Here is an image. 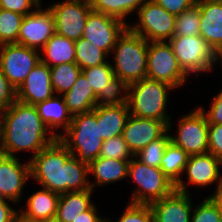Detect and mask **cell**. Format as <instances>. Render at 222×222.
Segmentation results:
<instances>
[{
  "mask_svg": "<svg viewBox=\"0 0 222 222\" xmlns=\"http://www.w3.org/2000/svg\"><path fill=\"white\" fill-rule=\"evenodd\" d=\"M24 15L0 9V45L17 43Z\"/></svg>",
  "mask_w": 222,
  "mask_h": 222,
  "instance_id": "33",
  "label": "cell"
},
{
  "mask_svg": "<svg viewBox=\"0 0 222 222\" xmlns=\"http://www.w3.org/2000/svg\"><path fill=\"white\" fill-rule=\"evenodd\" d=\"M168 130L164 121L151 118H140L130 115L122 136L133 155L155 139L160 138Z\"/></svg>",
  "mask_w": 222,
  "mask_h": 222,
  "instance_id": "17",
  "label": "cell"
},
{
  "mask_svg": "<svg viewBox=\"0 0 222 222\" xmlns=\"http://www.w3.org/2000/svg\"><path fill=\"white\" fill-rule=\"evenodd\" d=\"M147 78L166 82L176 90L184 88L189 82H192L180 67L168 41L149 42Z\"/></svg>",
  "mask_w": 222,
  "mask_h": 222,
  "instance_id": "10",
  "label": "cell"
},
{
  "mask_svg": "<svg viewBox=\"0 0 222 222\" xmlns=\"http://www.w3.org/2000/svg\"><path fill=\"white\" fill-rule=\"evenodd\" d=\"M47 7L54 17L56 34L73 41L82 37L87 17L92 11L90 0H55Z\"/></svg>",
  "mask_w": 222,
  "mask_h": 222,
  "instance_id": "12",
  "label": "cell"
},
{
  "mask_svg": "<svg viewBox=\"0 0 222 222\" xmlns=\"http://www.w3.org/2000/svg\"><path fill=\"white\" fill-rule=\"evenodd\" d=\"M202 199L199 203L194 202L191 222H222V213L211 198L205 196Z\"/></svg>",
  "mask_w": 222,
  "mask_h": 222,
  "instance_id": "37",
  "label": "cell"
},
{
  "mask_svg": "<svg viewBox=\"0 0 222 222\" xmlns=\"http://www.w3.org/2000/svg\"><path fill=\"white\" fill-rule=\"evenodd\" d=\"M130 160L109 159L98 157L88 166L89 185L95 191L98 188L115 185L127 180L128 164ZM93 179H92V178ZM93 180V181H92ZM106 185V186H105Z\"/></svg>",
  "mask_w": 222,
  "mask_h": 222,
  "instance_id": "21",
  "label": "cell"
},
{
  "mask_svg": "<svg viewBox=\"0 0 222 222\" xmlns=\"http://www.w3.org/2000/svg\"><path fill=\"white\" fill-rule=\"evenodd\" d=\"M40 58L49 67L75 63V41L55 33L40 51Z\"/></svg>",
  "mask_w": 222,
  "mask_h": 222,
  "instance_id": "27",
  "label": "cell"
},
{
  "mask_svg": "<svg viewBox=\"0 0 222 222\" xmlns=\"http://www.w3.org/2000/svg\"><path fill=\"white\" fill-rule=\"evenodd\" d=\"M16 100V90L0 70V110L8 108Z\"/></svg>",
  "mask_w": 222,
  "mask_h": 222,
  "instance_id": "43",
  "label": "cell"
},
{
  "mask_svg": "<svg viewBox=\"0 0 222 222\" xmlns=\"http://www.w3.org/2000/svg\"><path fill=\"white\" fill-rule=\"evenodd\" d=\"M82 69L76 63H63L50 67L51 85L56 95H64L75 84Z\"/></svg>",
  "mask_w": 222,
  "mask_h": 222,
  "instance_id": "31",
  "label": "cell"
},
{
  "mask_svg": "<svg viewBox=\"0 0 222 222\" xmlns=\"http://www.w3.org/2000/svg\"><path fill=\"white\" fill-rule=\"evenodd\" d=\"M108 60L109 56L89 40L81 37L75 41V63L81 69L99 66Z\"/></svg>",
  "mask_w": 222,
  "mask_h": 222,
  "instance_id": "30",
  "label": "cell"
},
{
  "mask_svg": "<svg viewBox=\"0 0 222 222\" xmlns=\"http://www.w3.org/2000/svg\"><path fill=\"white\" fill-rule=\"evenodd\" d=\"M151 222H160L154 215L151 218Z\"/></svg>",
  "mask_w": 222,
  "mask_h": 222,
  "instance_id": "51",
  "label": "cell"
},
{
  "mask_svg": "<svg viewBox=\"0 0 222 222\" xmlns=\"http://www.w3.org/2000/svg\"><path fill=\"white\" fill-rule=\"evenodd\" d=\"M40 61L38 50L17 43L0 45V70L15 90Z\"/></svg>",
  "mask_w": 222,
  "mask_h": 222,
  "instance_id": "13",
  "label": "cell"
},
{
  "mask_svg": "<svg viewBox=\"0 0 222 222\" xmlns=\"http://www.w3.org/2000/svg\"><path fill=\"white\" fill-rule=\"evenodd\" d=\"M128 28L123 21L101 12L91 11L82 37L110 56L118 38Z\"/></svg>",
  "mask_w": 222,
  "mask_h": 222,
  "instance_id": "16",
  "label": "cell"
},
{
  "mask_svg": "<svg viewBox=\"0 0 222 222\" xmlns=\"http://www.w3.org/2000/svg\"><path fill=\"white\" fill-rule=\"evenodd\" d=\"M23 205L19 208V218L24 222L53 219L56 216L60 195L49 189L40 187L31 194H25Z\"/></svg>",
  "mask_w": 222,
  "mask_h": 222,
  "instance_id": "19",
  "label": "cell"
},
{
  "mask_svg": "<svg viewBox=\"0 0 222 222\" xmlns=\"http://www.w3.org/2000/svg\"><path fill=\"white\" fill-rule=\"evenodd\" d=\"M191 194L174 190L170 195L155 201L150 206L160 222H191L194 201Z\"/></svg>",
  "mask_w": 222,
  "mask_h": 222,
  "instance_id": "20",
  "label": "cell"
},
{
  "mask_svg": "<svg viewBox=\"0 0 222 222\" xmlns=\"http://www.w3.org/2000/svg\"><path fill=\"white\" fill-rule=\"evenodd\" d=\"M148 46L149 42L145 38L127 28L118 38L109 57L115 76L128 85L147 78Z\"/></svg>",
  "mask_w": 222,
  "mask_h": 222,
  "instance_id": "4",
  "label": "cell"
},
{
  "mask_svg": "<svg viewBox=\"0 0 222 222\" xmlns=\"http://www.w3.org/2000/svg\"><path fill=\"white\" fill-rule=\"evenodd\" d=\"M94 192L87 189L60 194L55 219L58 222H72L77 219L80 213L88 211L96 203L93 200Z\"/></svg>",
  "mask_w": 222,
  "mask_h": 222,
  "instance_id": "24",
  "label": "cell"
},
{
  "mask_svg": "<svg viewBox=\"0 0 222 222\" xmlns=\"http://www.w3.org/2000/svg\"><path fill=\"white\" fill-rule=\"evenodd\" d=\"M43 4L23 17L17 44L41 51L56 33L52 11Z\"/></svg>",
  "mask_w": 222,
  "mask_h": 222,
  "instance_id": "15",
  "label": "cell"
},
{
  "mask_svg": "<svg viewBox=\"0 0 222 222\" xmlns=\"http://www.w3.org/2000/svg\"><path fill=\"white\" fill-rule=\"evenodd\" d=\"M208 153L222 160V125L208 124Z\"/></svg>",
  "mask_w": 222,
  "mask_h": 222,
  "instance_id": "42",
  "label": "cell"
},
{
  "mask_svg": "<svg viewBox=\"0 0 222 222\" xmlns=\"http://www.w3.org/2000/svg\"><path fill=\"white\" fill-rule=\"evenodd\" d=\"M200 36L213 49L222 42V0H197Z\"/></svg>",
  "mask_w": 222,
  "mask_h": 222,
  "instance_id": "23",
  "label": "cell"
},
{
  "mask_svg": "<svg viewBox=\"0 0 222 222\" xmlns=\"http://www.w3.org/2000/svg\"><path fill=\"white\" fill-rule=\"evenodd\" d=\"M168 13L178 16L185 10L194 6L197 0H153Z\"/></svg>",
  "mask_w": 222,
  "mask_h": 222,
  "instance_id": "44",
  "label": "cell"
},
{
  "mask_svg": "<svg viewBox=\"0 0 222 222\" xmlns=\"http://www.w3.org/2000/svg\"><path fill=\"white\" fill-rule=\"evenodd\" d=\"M35 222H58V221L55 218H53V219H47V220H39Z\"/></svg>",
  "mask_w": 222,
  "mask_h": 222,
  "instance_id": "50",
  "label": "cell"
},
{
  "mask_svg": "<svg viewBox=\"0 0 222 222\" xmlns=\"http://www.w3.org/2000/svg\"><path fill=\"white\" fill-rule=\"evenodd\" d=\"M11 202V203H10ZM17 204L8 199H0V222H16L19 219Z\"/></svg>",
  "mask_w": 222,
  "mask_h": 222,
  "instance_id": "45",
  "label": "cell"
},
{
  "mask_svg": "<svg viewBox=\"0 0 222 222\" xmlns=\"http://www.w3.org/2000/svg\"><path fill=\"white\" fill-rule=\"evenodd\" d=\"M211 194L207 195L217 205L218 209L222 213V180L220 183L211 190Z\"/></svg>",
  "mask_w": 222,
  "mask_h": 222,
  "instance_id": "47",
  "label": "cell"
},
{
  "mask_svg": "<svg viewBox=\"0 0 222 222\" xmlns=\"http://www.w3.org/2000/svg\"><path fill=\"white\" fill-rule=\"evenodd\" d=\"M58 140L73 156L89 166L99 157L103 145L96 107L90 112L73 115L70 126Z\"/></svg>",
  "mask_w": 222,
  "mask_h": 222,
  "instance_id": "5",
  "label": "cell"
},
{
  "mask_svg": "<svg viewBox=\"0 0 222 222\" xmlns=\"http://www.w3.org/2000/svg\"><path fill=\"white\" fill-rule=\"evenodd\" d=\"M82 73L92 87L96 97L102 91H105L108 83L115 77L109 60L102 65L82 69Z\"/></svg>",
  "mask_w": 222,
  "mask_h": 222,
  "instance_id": "36",
  "label": "cell"
},
{
  "mask_svg": "<svg viewBox=\"0 0 222 222\" xmlns=\"http://www.w3.org/2000/svg\"><path fill=\"white\" fill-rule=\"evenodd\" d=\"M127 179L135 186L128 197L133 204L151 205L175 190V184L161 168L148 166L135 156L129 161Z\"/></svg>",
  "mask_w": 222,
  "mask_h": 222,
  "instance_id": "6",
  "label": "cell"
},
{
  "mask_svg": "<svg viewBox=\"0 0 222 222\" xmlns=\"http://www.w3.org/2000/svg\"><path fill=\"white\" fill-rule=\"evenodd\" d=\"M168 42L180 67L190 78L211 74L213 47L201 36H173Z\"/></svg>",
  "mask_w": 222,
  "mask_h": 222,
  "instance_id": "8",
  "label": "cell"
},
{
  "mask_svg": "<svg viewBox=\"0 0 222 222\" xmlns=\"http://www.w3.org/2000/svg\"><path fill=\"white\" fill-rule=\"evenodd\" d=\"M221 180L222 160L211 153L189 155L183 176L175 185V190L192 194L190 186L195 190L197 187L198 191L199 189L206 190V188L209 190L214 185L216 187Z\"/></svg>",
  "mask_w": 222,
  "mask_h": 222,
  "instance_id": "11",
  "label": "cell"
},
{
  "mask_svg": "<svg viewBox=\"0 0 222 222\" xmlns=\"http://www.w3.org/2000/svg\"><path fill=\"white\" fill-rule=\"evenodd\" d=\"M99 157L109 159L131 160L134 155L130 151L123 136H115L113 138L103 140V145Z\"/></svg>",
  "mask_w": 222,
  "mask_h": 222,
  "instance_id": "39",
  "label": "cell"
},
{
  "mask_svg": "<svg viewBox=\"0 0 222 222\" xmlns=\"http://www.w3.org/2000/svg\"><path fill=\"white\" fill-rule=\"evenodd\" d=\"M134 18L128 28L148 42L169 41L174 35L176 16L153 0H146Z\"/></svg>",
  "mask_w": 222,
  "mask_h": 222,
  "instance_id": "9",
  "label": "cell"
},
{
  "mask_svg": "<svg viewBox=\"0 0 222 222\" xmlns=\"http://www.w3.org/2000/svg\"><path fill=\"white\" fill-rule=\"evenodd\" d=\"M16 222H24V221H22V220L19 218Z\"/></svg>",
  "mask_w": 222,
  "mask_h": 222,
  "instance_id": "52",
  "label": "cell"
},
{
  "mask_svg": "<svg viewBox=\"0 0 222 222\" xmlns=\"http://www.w3.org/2000/svg\"><path fill=\"white\" fill-rule=\"evenodd\" d=\"M35 107L42 121L57 139L70 126L72 114L68 111L63 95L55 94L51 98L37 103Z\"/></svg>",
  "mask_w": 222,
  "mask_h": 222,
  "instance_id": "22",
  "label": "cell"
},
{
  "mask_svg": "<svg viewBox=\"0 0 222 222\" xmlns=\"http://www.w3.org/2000/svg\"><path fill=\"white\" fill-rule=\"evenodd\" d=\"M129 116L128 104L96 106V120L102 140L122 135Z\"/></svg>",
  "mask_w": 222,
  "mask_h": 222,
  "instance_id": "25",
  "label": "cell"
},
{
  "mask_svg": "<svg viewBox=\"0 0 222 222\" xmlns=\"http://www.w3.org/2000/svg\"><path fill=\"white\" fill-rule=\"evenodd\" d=\"M128 84L118 77H114L107 85L105 91L97 96L96 106H117L127 104Z\"/></svg>",
  "mask_w": 222,
  "mask_h": 222,
  "instance_id": "32",
  "label": "cell"
},
{
  "mask_svg": "<svg viewBox=\"0 0 222 222\" xmlns=\"http://www.w3.org/2000/svg\"><path fill=\"white\" fill-rule=\"evenodd\" d=\"M173 91L175 92L176 89L170 84L149 78L129 84L127 104L130 115L157 119L168 125L172 118L168 106Z\"/></svg>",
  "mask_w": 222,
  "mask_h": 222,
  "instance_id": "3",
  "label": "cell"
},
{
  "mask_svg": "<svg viewBox=\"0 0 222 222\" xmlns=\"http://www.w3.org/2000/svg\"><path fill=\"white\" fill-rule=\"evenodd\" d=\"M98 204L96 203L88 210L79 214V217L72 222H103L105 216L100 215L99 209H97ZM99 212V213H98Z\"/></svg>",
  "mask_w": 222,
  "mask_h": 222,
  "instance_id": "46",
  "label": "cell"
},
{
  "mask_svg": "<svg viewBox=\"0 0 222 222\" xmlns=\"http://www.w3.org/2000/svg\"><path fill=\"white\" fill-rule=\"evenodd\" d=\"M56 139L42 121L35 105L15 100L2 110L0 153L23 158L22 155L28 152L27 159L30 161ZM18 153L24 154L18 156Z\"/></svg>",
  "mask_w": 222,
  "mask_h": 222,
  "instance_id": "2",
  "label": "cell"
},
{
  "mask_svg": "<svg viewBox=\"0 0 222 222\" xmlns=\"http://www.w3.org/2000/svg\"><path fill=\"white\" fill-rule=\"evenodd\" d=\"M116 220L105 217L107 222H151L153 210L150 205L127 202Z\"/></svg>",
  "mask_w": 222,
  "mask_h": 222,
  "instance_id": "38",
  "label": "cell"
},
{
  "mask_svg": "<svg viewBox=\"0 0 222 222\" xmlns=\"http://www.w3.org/2000/svg\"><path fill=\"white\" fill-rule=\"evenodd\" d=\"M43 0H0V9L27 15L35 11Z\"/></svg>",
  "mask_w": 222,
  "mask_h": 222,
  "instance_id": "41",
  "label": "cell"
},
{
  "mask_svg": "<svg viewBox=\"0 0 222 222\" xmlns=\"http://www.w3.org/2000/svg\"><path fill=\"white\" fill-rule=\"evenodd\" d=\"M169 141L170 135L167 130L160 138L150 142L134 156L148 166L160 168V163Z\"/></svg>",
  "mask_w": 222,
  "mask_h": 222,
  "instance_id": "35",
  "label": "cell"
},
{
  "mask_svg": "<svg viewBox=\"0 0 222 222\" xmlns=\"http://www.w3.org/2000/svg\"><path fill=\"white\" fill-rule=\"evenodd\" d=\"M63 97L72 116L90 112L96 107V94L82 72L72 88Z\"/></svg>",
  "mask_w": 222,
  "mask_h": 222,
  "instance_id": "26",
  "label": "cell"
},
{
  "mask_svg": "<svg viewBox=\"0 0 222 222\" xmlns=\"http://www.w3.org/2000/svg\"><path fill=\"white\" fill-rule=\"evenodd\" d=\"M216 94L209 102L208 108L202 104H197L199 110L204 114L208 124H221L222 125V88L217 90Z\"/></svg>",
  "mask_w": 222,
  "mask_h": 222,
  "instance_id": "40",
  "label": "cell"
},
{
  "mask_svg": "<svg viewBox=\"0 0 222 222\" xmlns=\"http://www.w3.org/2000/svg\"><path fill=\"white\" fill-rule=\"evenodd\" d=\"M173 118L168 123L170 141L188 155L208 153V122L199 108L195 105L191 111L177 117L176 123ZM173 127H176L175 133Z\"/></svg>",
  "mask_w": 222,
  "mask_h": 222,
  "instance_id": "7",
  "label": "cell"
},
{
  "mask_svg": "<svg viewBox=\"0 0 222 222\" xmlns=\"http://www.w3.org/2000/svg\"><path fill=\"white\" fill-rule=\"evenodd\" d=\"M31 180L39 187L63 194L91 189L88 165L56 139L30 159Z\"/></svg>",
  "mask_w": 222,
  "mask_h": 222,
  "instance_id": "1",
  "label": "cell"
},
{
  "mask_svg": "<svg viewBox=\"0 0 222 222\" xmlns=\"http://www.w3.org/2000/svg\"><path fill=\"white\" fill-rule=\"evenodd\" d=\"M92 10L130 24V17L137 13L146 0H90ZM129 17V18H128ZM129 19V20H128ZM127 20V21H126Z\"/></svg>",
  "mask_w": 222,
  "mask_h": 222,
  "instance_id": "28",
  "label": "cell"
},
{
  "mask_svg": "<svg viewBox=\"0 0 222 222\" xmlns=\"http://www.w3.org/2000/svg\"><path fill=\"white\" fill-rule=\"evenodd\" d=\"M24 157L22 160L0 153V199L11 200L17 206L25 197L24 188L31 182L30 162Z\"/></svg>",
  "mask_w": 222,
  "mask_h": 222,
  "instance_id": "14",
  "label": "cell"
},
{
  "mask_svg": "<svg viewBox=\"0 0 222 222\" xmlns=\"http://www.w3.org/2000/svg\"><path fill=\"white\" fill-rule=\"evenodd\" d=\"M219 64L222 66V42L213 49L211 72L215 71L216 67L219 68Z\"/></svg>",
  "mask_w": 222,
  "mask_h": 222,
  "instance_id": "48",
  "label": "cell"
},
{
  "mask_svg": "<svg viewBox=\"0 0 222 222\" xmlns=\"http://www.w3.org/2000/svg\"><path fill=\"white\" fill-rule=\"evenodd\" d=\"M200 10L197 4L185 10L175 20L173 36H200Z\"/></svg>",
  "mask_w": 222,
  "mask_h": 222,
  "instance_id": "34",
  "label": "cell"
},
{
  "mask_svg": "<svg viewBox=\"0 0 222 222\" xmlns=\"http://www.w3.org/2000/svg\"><path fill=\"white\" fill-rule=\"evenodd\" d=\"M1 133H2V110H0V149H1Z\"/></svg>",
  "mask_w": 222,
  "mask_h": 222,
  "instance_id": "49",
  "label": "cell"
},
{
  "mask_svg": "<svg viewBox=\"0 0 222 222\" xmlns=\"http://www.w3.org/2000/svg\"><path fill=\"white\" fill-rule=\"evenodd\" d=\"M55 95L51 85L50 67L40 61L16 90V100L36 105Z\"/></svg>",
  "mask_w": 222,
  "mask_h": 222,
  "instance_id": "18",
  "label": "cell"
},
{
  "mask_svg": "<svg viewBox=\"0 0 222 222\" xmlns=\"http://www.w3.org/2000/svg\"><path fill=\"white\" fill-rule=\"evenodd\" d=\"M189 155L180 147L169 141L162 157L160 168L176 185L182 178Z\"/></svg>",
  "mask_w": 222,
  "mask_h": 222,
  "instance_id": "29",
  "label": "cell"
}]
</instances>
